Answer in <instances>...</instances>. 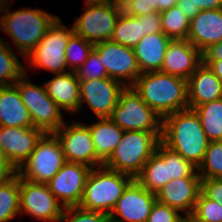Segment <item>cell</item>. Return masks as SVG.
<instances>
[{
  "label": "cell",
  "mask_w": 222,
  "mask_h": 222,
  "mask_svg": "<svg viewBox=\"0 0 222 222\" xmlns=\"http://www.w3.org/2000/svg\"><path fill=\"white\" fill-rule=\"evenodd\" d=\"M161 142L198 168L209 140L194 109H184L163 118Z\"/></svg>",
  "instance_id": "1"
},
{
  "label": "cell",
  "mask_w": 222,
  "mask_h": 222,
  "mask_svg": "<svg viewBox=\"0 0 222 222\" xmlns=\"http://www.w3.org/2000/svg\"><path fill=\"white\" fill-rule=\"evenodd\" d=\"M162 119L188 108L187 80L161 71L142 73L133 85Z\"/></svg>",
  "instance_id": "2"
},
{
  "label": "cell",
  "mask_w": 222,
  "mask_h": 222,
  "mask_svg": "<svg viewBox=\"0 0 222 222\" xmlns=\"http://www.w3.org/2000/svg\"><path fill=\"white\" fill-rule=\"evenodd\" d=\"M11 4L2 11L0 30L5 32L18 49L19 54L26 58L43 38L48 27L58 17L41 9H20L12 11Z\"/></svg>",
  "instance_id": "3"
},
{
  "label": "cell",
  "mask_w": 222,
  "mask_h": 222,
  "mask_svg": "<svg viewBox=\"0 0 222 222\" xmlns=\"http://www.w3.org/2000/svg\"><path fill=\"white\" fill-rule=\"evenodd\" d=\"M133 180L132 176L104 165L92 168L87 176L79 207L109 216L117 200Z\"/></svg>",
  "instance_id": "4"
},
{
  "label": "cell",
  "mask_w": 222,
  "mask_h": 222,
  "mask_svg": "<svg viewBox=\"0 0 222 222\" xmlns=\"http://www.w3.org/2000/svg\"><path fill=\"white\" fill-rule=\"evenodd\" d=\"M160 142L161 139L154 133L124 131L121 141L103 165L135 178Z\"/></svg>",
  "instance_id": "5"
},
{
  "label": "cell",
  "mask_w": 222,
  "mask_h": 222,
  "mask_svg": "<svg viewBox=\"0 0 222 222\" xmlns=\"http://www.w3.org/2000/svg\"><path fill=\"white\" fill-rule=\"evenodd\" d=\"M110 119L124 131H146L162 138L163 119L150 108L133 86H126Z\"/></svg>",
  "instance_id": "6"
},
{
  "label": "cell",
  "mask_w": 222,
  "mask_h": 222,
  "mask_svg": "<svg viewBox=\"0 0 222 222\" xmlns=\"http://www.w3.org/2000/svg\"><path fill=\"white\" fill-rule=\"evenodd\" d=\"M26 72L25 69V73L14 83V86L30 112L33 126L46 134L55 133L65 123L63 113L49 97L45 85L37 86L31 83Z\"/></svg>",
  "instance_id": "7"
},
{
  "label": "cell",
  "mask_w": 222,
  "mask_h": 222,
  "mask_svg": "<svg viewBox=\"0 0 222 222\" xmlns=\"http://www.w3.org/2000/svg\"><path fill=\"white\" fill-rule=\"evenodd\" d=\"M66 162L61 142L54 133H47L17 170V174L26 181L47 184Z\"/></svg>",
  "instance_id": "8"
},
{
  "label": "cell",
  "mask_w": 222,
  "mask_h": 222,
  "mask_svg": "<svg viewBox=\"0 0 222 222\" xmlns=\"http://www.w3.org/2000/svg\"><path fill=\"white\" fill-rule=\"evenodd\" d=\"M73 33V25L72 28H68L57 17L25 60L27 63L30 62L31 68L46 69L53 74L69 72L70 70L67 71L68 64L65 51L68 40Z\"/></svg>",
  "instance_id": "9"
},
{
  "label": "cell",
  "mask_w": 222,
  "mask_h": 222,
  "mask_svg": "<svg viewBox=\"0 0 222 222\" xmlns=\"http://www.w3.org/2000/svg\"><path fill=\"white\" fill-rule=\"evenodd\" d=\"M85 6L84 13L73 24L74 33L92 44L110 40L122 9L112 3L90 0H85Z\"/></svg>",
  "instance_id": "10"
},
{
  "label": "cell",
  "mask_w": 222,
  "mask_h": 222,
  "mask_svg": "<svg viewBox=\"0 0 222 222\" xmlns=\"http://www.w3.org/2000/svg\"><path fill=\"white\" fill-rule=\"evenodd\" d=\"M20 214L37 220L58 222L64 206L50 192L47 184L26 181L19 176Z\"/></svg>",
  "instance_id": "11"
},
{
  "label": "cell",
  "mask_w": 222,
  "mask_h": 222,
  "mask_svg": "<svg viewBox=\"0 0 222 222\" xmlns=\"http://www.w3.org/2000/svg\"><path fill=\"white\" fill-rule=\"evenodd\" d=\"M94 49L105 66L107 76L125 87L133 86L142 74L133 48L108 40L94 44Z\"/></svg>",
  "instance_id": "12"
},
{
  "label": "cell",
  "mask_w": 222,
  "mask_h": 222,
  "mask_svg": "<svg viewBox=\"0 0 222 222\" xmlns=\"http://www.w3.org/2000/svg\"><path fill=\"white\" fill-rule=\"evenodd\" d=\"M61 142L67 162L82 163L91 168L104 163L97 157L88 124L78 123L64 125L55 133Z\"/></svg>",
  "instance_id": "13"
},
{
  "label": "cell",
  "mask_w": 222,
  "mask_h": 222,
  "mask_svg": "<svg viewBox=\"0 0 222 222\" xmlns=\"http://www.w3.org/2000/svg\"><path fill=\"white\" fill-rule=\"evenodd\" d=\"M125 85L110 77L79 80L80 111L87 103L97 118H110Z\"/></svg>",
  "instance_id": "14"
},
{
  "label": "cell",
  "mask_w": 222,
  "mask_h": 222,
  "mask_svg": "<svg viewBox=\"0 0 222 222\" xmlns=\"http://www.w3.org/2000/svg\"><path fill=\"white\" fill-rule=\"evenodd\" d=\"M92 168L74 162H66L47 183L50 192L66 207L79 206L87 176Z\"/></svg>",
  "instance_id": "15"
},
{
  "label": "cell",
  "mask_w": 222,
  "mask_h": 222,
  "mask_svg": "<svg viewBox=\"0 0 222 222\" xmlns=\"http://www.w3.org/2000/svg\"><path fill=\"white\" fill-rule=\"evenodd\" d=\"M45 134L35 127L0 126V148L7 162L18 170Z\"/></svg>",
  "instance_id": "16"
},
{
  "label": "cell",
  "mask_w": 222,
  "mask_h": 222,
  "mask_svg": "<svg viewBox=\"0 0 222 222\" xmlns=\"http://www.w3.org/2000/svg\"><path fill=\"white\" fill-rule=\"evenodd\" d=\"M155 201V194L134 179L117 200L109 217L118 222H147Z\"/></svg>",
  "instance_id": "17"
},
{
  "label": "cell",
  "mask_w": 222,
  "mask_h": 222,
  "mask_svg": "<svg viewBox=\"0 0 222 222\" xmlns=\"http://www.w3.org/2000/svg\"><path fill=\"white\" fill-rule=\"evenodd\" d=\"M200 192L201 177H183L169 181L155 197L156 201L184 212L187 218L192 214Z\"/></svg>",
  "instance_id": "18"
},
{
  "label": "cell",
  "mask_w": 222,
  "mask_h": 222,
  "mask_svg": "<svg viewBox=\"0 0 222 222\" xmlns=\"http://www.w3.org/2000/svg\"><path fill=\"white\" fill-rule=\"evenodd\" d=\"M201 64L202 52L187 39L171 40L160 71L187 80Z\"/></svg>",
  "instance_id": "19"
},
{
  "label": "cell",
  "mask_w": 222,
  "mask_h": 222,
  "mask_svg": "<svg viewBox=\"0 0 222 222\" xmlns=\"http://www.w3.org/2000/svg\"><path fill=\"white\" fill-rule=\"evenodd\" d=\"M187 40L201 52L222 41V9L201 10L192 20Z\"/></svg>",
  "instance_id": "20"
},
{
  "label": "cell",
  "mask_w": 222,
  "mask_h": 222,
  "mask_svg": "<svg viewBox=\"0 0 222 222\" xmlns=\"http://www.w3.org/2000/svg\"><path fill=\"white\" fill-rule=\"evenodd\" d=\"M222 98V81L205 64H201L187 79L188 108Z\"/></svg>",
  "instance_id": "21"
},
{
  "label": "cell",
  "mask_w": 222,
  "mask_h": 222,
  "mask_svg": "<svg viewBox=\"0 0 222 222\" xmlns=\"http://www.w3.org/2000/svg\"><path fill=\"white\" fill-rule=\"evenodd\" d=\"M44 85L49 97L60 109L71 114L80 111L79 79L75 71L55 74Z\"/></svg>",
  "instance_id": "22"
},
{
  "label": "cell",
  "mask_w": 222,
  "mask_h": 222,
  "mask_svg": "<svg viewBox=\"0 0 222 222\" xmlns=\"http://www.w3.org/2000/svg\"><path fill=\"white\" fill-rule=\"evenodd\" d=\"M172 39L164 33L145 35L133 48L141 73L156 72L162 68L166 49Z\"/></svg>",
  "instance_id": "23"
},
{
  "label": "cell",
  "mask_w": 222,
  "mask_h": 222,
  "mask_svg": "<svg viewBox=\"0 0 222 222\" xmlns=\"http://www.w3.org/2000/svg\"><path fill=\"white\" fill-rule=\"evenodd\" d=\"M0 126L34 127L30 112L14 85L0 86Z\"/></svg>",
  "instance_id": "24"
},
{
  "label": "cell",
  "mask_w": 222,
  "mask_h": 222,
  "mask_svg": "<svg viewBox=\"0 0 222 222\" xmlns=\"http://www.w3.org/2000/svg\"><path fill=\"white\" fill-rule=\"evenodd\" d=\"M134 179L147 191L154 194L166 185L169 182L168 147L160 142L155 153Z\"/></svg>",
  "instance_id": "25"
},
{
  "label": "cell",
  "mask_w": 222,
  "mask_h": 222,
  "mask_svg": "<svg viewBox=\"0 0 222 222\" xmlns=\"http://www.w3.org/2000/svg\"><path fill=\"white\" fill-rule=\"evenodd\" d=\"M98 122L89 124L97 157L105 163L121 141L124 130L110 118H98Z\"/></svg>",
  "instance_id": "26"
},
{
  "label": "cell",
  "mask_w": 222,
  "mask_h": 222,
  "mask_svg": "<svg viewBox=\"0 0 222 222\" xmlns=\"http://www.w3.org/2000/svg\"><path fill=\"white\" fill-rule=\"evenodd\" d=\"M144 36L142 16L135 17L122 11L110 40L134 48Z\"/></svg>",
  "instance_id": "27"
},
{
  "label": "cell",
  "mask_w": 222,
  "mask_h": 222,
  "mask_svg": "<svg viewBox=\"0 0 222 222\" xmlns=\"http://www.w3.org/2000/svg\"><path fill=\"white\" fill-rule=\"evenodd\" d=\"M202 128L209 141L222 140V98L196 106Z\"/></svg>",
  "instance_id": "28"
},
{
  "label": "cell",
  "mask_w": 222,
  "mask_h": 222,
  "mask_svg": "<svg viewBox=\"0 0 222 222\" xmlns=\"http://www.w3.org/2000/svg\"><path fill=\"white\" fill-rule=\"evenodd\" d=\"M8 41L0 37V86H12L25 73V67L19 61Z\"/></svg>",
  "instance_id": "29"
},
{
  "label": "cell",
  "mask_w": 222,
  "mask_h": 222,
  "mask_svg": "<svg viewBox=\"0 0 222 222\" xmlns=\"http://www.w3.org/2000/svg\"><path fill=\"white\" fill-rule=\"evenodd\" d=\"M160 13L162 31L167 37L172 40L187 39L190 20L177 5Z\"/></svg>",
  "instance_id": "30"
},
{
  "label": "cell",
  "mask_w": 222,
  "mask_h": 222,
  "mask_svg": "<svg viewBox=\"0 0 222 222\" xmlns=\"http://www.w3.org/2000/svg\"><path fill=\"white\" fill-rule=\"evenodd\" d=\"M20 215L19 175L0 187V222H10Z\"/></svg>",
  "instance_id": "31"
},
{
  "label": "cell",
  "mask_w": 222,
  "mask_h": 222,
  "mask_svg": "<svg viewBox=\"0 0 222 222\" xmlns=\"http://www.w3.org/2000/svg\"><path fill=\"white\" fill-rule=\"evenodd\" d=\"M197 171L201 179H222V140L209 142Z\"/></svg>",
  "instance_id": "32"
},
{
  "label": "cell",
  "mask_w": 222,
  "mask_h": 222,
  "mask_svg": "<svg viewBox=\"0 0 222 222\" xmlns=\"http://www.w3.org/2000/svg\"><path fill=\"white\" fill-rule=\"evenodd\" d=\"M94 44L73 33L66 47L65 56L70 71H76L88 59Z\"/></svg>",
  "instance_id": "33"
},
{
  "label": "cell",
  "mask_w": 222,
  "mask_h": 222,
  "mask_svg": "<svg viewBox=\"0 0 222 222\" xmlns=\"http://www.w3.org/2000/svg\"><path fill=\"white\" fill-rule=\"evenodd\" d=\"M190 218L194 222H222V205L200 192Z\"/></svg>",
  "instance_id": "34"
},
{
  "label": "cell",
  "mask_w": 222,
  "mask_h": 222,
  "mask_svg": "<svg viewBox=\"0 0 222 222\" xmlns=\"http://www.w3.org/2000/svg\"><path fill=\"white\" fill-rule=\"evenodd\" d=\"M169 181L183 177H200L197 168L181 155L168 148Z\"/></svg>",
  "instance_id": "35"
},
{
  "label": "cell",
  "mask_w": 222,
  "mask_h": 222,
  "mask_svg": "<svg viewBox=\"0 0 222 222\" xmlns=\"http://www.w3.org/2000/svg\"><path fill=\"white\" fill-rule=\"evenodd\" d=\"M75 73L79 80H96L102 77H108L105 66L94 48L90 52L88 59Z\"/></svg>",
  "instance_id": "36"
},
{
  "label": "cell",
  "mask_w": 222,
  "mask_h": 222,
  "mask_svg": "<svg viewBox=\"0 0 222 222\" xmlns=\"http://www.w3.org/2000/svg\"><path fill=\"white\" fill-rule=\"evenodd\" d=\"M106 214L99 211L86 210L79 206L64 208L58 222H103Z\"/></svg>",
  "instance_id": "37"
},
{
  "label": "cell",
  "mask_w": 222,
  "mask_h": 222,
  "mask_svg": "<svg viewBox=\"0 0 222 222\" xmlns=\"http://www.w3.org/2000/svg\"><path fill=\"white\" fill-rule=\"evenodd\" d=\"M177 6L192 20L201 10L222 9V0H178Z\"/></svg>",
  "instance_id": "38"
},
{
  "label": "cell",
  "mask_w": 222,
  "mask_h": 222,
  "mask_svg": "<svg viewBox=\"0 0 222 222\" xmlns=\"http://www.w3.org/2000/svg\"><path fill=\"white\" fill-rule=\"evenodd\" d=\"M180 212L155 201L153 204L147 222H183L186 217L179 214Z\"/></svg>",
  "instance_id": "39"
},
{
  "label": "cell",
  "mask_w": 222,
  "mask_h": 222,
  "mask_svg": "<svg viewBox=\"0 0 222 222\" xmlns=\"http://www.w3.org/2000/svg\"><path fill=\"white\" fill-rule=\"evenodd\" d=\"M201 192L210 200L222 205V179H201Z\"/></svg>",
  "instance_id": "40"
},
{
  "label": "cell",
  "mask_w": 222,
  "mask_h": 222,
  "mask_svg": "<svg viewBox=\"0 0 222 222\" xmlns=\"http://www.w3.org/2000/svg\"><path fill=\"white\" fill-rule=\"evenodd\" d=\"M122 11L135 17L157 12L154 9V0H132Z\"/></svg>",
  "instance_id": "41"
},
{
  "label": "cell",
  "mask_w": 222,
  "mask_h": 222,
  "mask_svg": "<svg viewBox=\"0 0 222 222\" xmlns=\"http://www.w3.org/2000/svg\"><path fill=\"white\" fill-rule=\"evenodd\" d=\"M144 35L163 33L161 23V13L151 12L142 16Z\"/></svg>",
  "instance_id": "42"
},
{
  "label": "cell",
  "mask_w": 222,
  "mask_h": 222,
  "mask_svg": "<svg viewBox=\"0 0 222 222\" xmlns=\"http://www.w3.org/2000/svg\"><path fill=\"white\" fill-rule=\"evenodd\" d=\"M222 60V41L208 46L202 51V61Z\"/></svg>",
  "instance_id": "43"
},
{
  "label": "cell",
  "mask_w": 222,
  "mask_h": 222,
  "mask_svg": "<svg viewBox=\"0 0 222 222\" xmlns=\"http://www.w3.org/2000/svg\"><path fill=\"white\" fill-rule=\"evenodd\" d=\"M17 174L12 165H0V187L10 181Z\"/></svg>",
  "instance_id": "44"
},
{
  "label": "cell",
  "mask_w": 222,
  "mask_h": 222,
  "mask_svg": "<svg viewBox=\"0 0 222 222\" xmlns=\"http://www.w3.org/2000/svg\"><path fill=\"white\" fill-rule=\"evenodd\" d=\"M177 3L178 0H154V9L156 11L162 12L177 5Z\"/></svg>",
  "instance_id": "45"
},
{
  "label": "cell",
  "mask_w": 222,
  "mask_h": 222,
  "mask_svg": "<svg viewBox=\"0 0 222 222\" xmlns=\"http://www.w3.org/2000/svg\"><path fill=\"white\" fill-rule=\"evenodd\" d=\"M202 63L207 65L214 72V74L222 81V60L202 61Z\"/></svg>",
  "instance_id": "46"
},
{
  "label": "cell",
  "mask_w": 222,
  "mask_h": 222,
  "mask_svg": "<svg viewBox=\"0 0 222 222\" xmlns=\"http://www.w3.org/2000/svg\"><path fill=\"white\" fill-rule=\"evenodd\" d=\"M132 0H114V5L117 8L123 9L125 6H127Z\"/></svg>",
  "instance_id": "47"
},
{
  "label": "cell",
  "mask_w": 222,
  "mask_h": 222,
  "mask_svg": "<svg viewBox=\"0 0 222 222\" xmlns=\"http://www.w3.org/2000/svg\"><path fill=\"white\" fill-rule=\"evenodd\" d=\"M9 0H0V13L8 6Z\"/></svg>",
  "instance_id": "48"
},
{
  "label": "cell",
  "mask_w": 222,
  "mask_h": 222,
  "mask_svg": "<svg viewBox=\"0 0 222 222\" xmlns=\"http://www.w3.org/2000/svg\"><path fill=\"white\" fill-rule=\"evenodd\" d=\"M0 165H11L7 162V160L5 159L2 151H1V148H0Z\"/></svg>",
  "instance_id": "49"
},
{
  "label": "cell",
  "mask_w": 222,
  "mask_h": 222,
  "mask_svg": "<svg viewBox=\"0 0 222 222\" xmlns=\"http://www.w3.org/2000/svg\"><path fill=\"white\" fill-rule=\"evenodd\" d=\"M90 1H93V2H102V3H114V0H90Z\"/></svg>",
  "instance_id": "50"
},
{
  "label": "cell",
  "mask_w": 222,
  "mask_h": 222,
  "mask_svg": "<svg viewBox=\"0 0 222 222\" xmlns=\"http://www.w3.org/2000/svg\"><path fill=\"white\" fill-rule=\"evenodd\" d=\"M103 222H118V221H116V220L112 219L111 217L107 216V217L103 220Z\"/></svg>",
  "instance_id": "51"
},
{
  "label": "cell",
  "mask_w": 222,
  "mask_h": 222,
  "mask_svg": "<svg viewBox=\"0 0 222 222\" xmlns=\"http://www.w3.org/2000/svg\"><path fill=\"white\" fill-rule=\"evenodd\" d=\"M183 222H191V218H190V217H187V218L185 219V221H183Z\"/></svg>",
  "instance_id": "52"
}]
</instances>
